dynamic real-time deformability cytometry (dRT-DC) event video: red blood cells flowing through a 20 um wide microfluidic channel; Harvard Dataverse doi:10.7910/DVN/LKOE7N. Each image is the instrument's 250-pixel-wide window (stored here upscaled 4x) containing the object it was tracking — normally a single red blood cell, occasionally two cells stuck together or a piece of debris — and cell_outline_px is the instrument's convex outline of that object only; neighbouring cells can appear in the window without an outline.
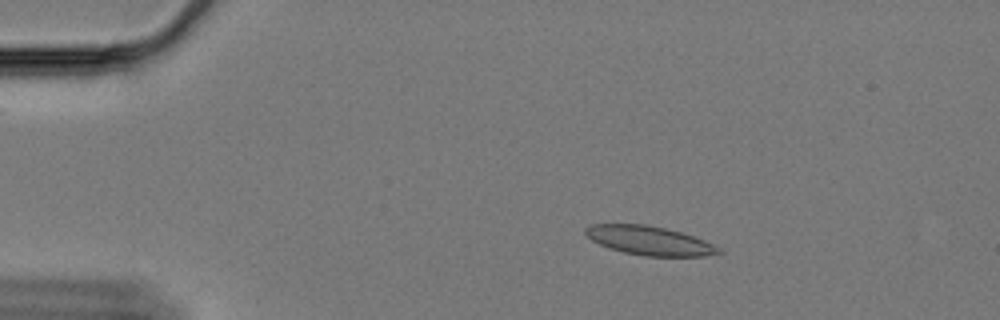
{"species": "Egyptian fruit bat (a non-hibernating species)", "species_latin": "Rousettus aegyptiacus", "temperature_condition": "cold", "stored_images_in_passage": 60, "camera_frame_rate_fps": 3000, "um_per_image_px": 0.085, "animal": {"sex": "female"}, "frame": {"image": 1, "passage_image": 11, "time_ms": 3.333, "image_size_px": [1000, 320], "cell_outline_px": [[724, 252], [704, 256], [644, 256], [624, 252], [608, 248], [592, 240], [584, 232], [584, 228], [592, 224], [644, 224], [664, 228], [680, 232], [704, 240], [720, 248]], "centroid_in_image_um": [55.18, 20.45], "position_along_channel_um": 29.8, "area_um2": 22.31}}
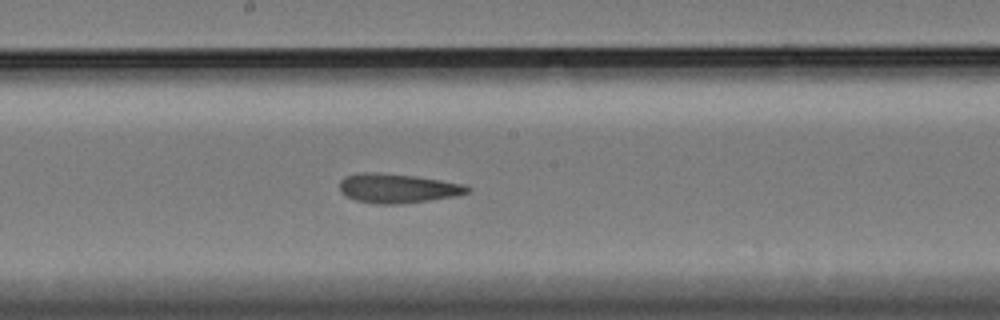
{"frame": {"image": 2, "passage_image": 33, "time_ms": 10.667, "image_size_px": [1000, 320], "cell_outline_px": [[472, 192], [456, 196], [400, 204], [372, 204], [356, 200], [340, 192], [340, 180], [344, 176], [360, 172], [376, 172], [412, 176], [440, 180], [464, 184], [472, 188]], "centroid_in_image_um": [33.8, 16.01], "position_along_channel_um": 214.4, "area_um2": 21.91}}
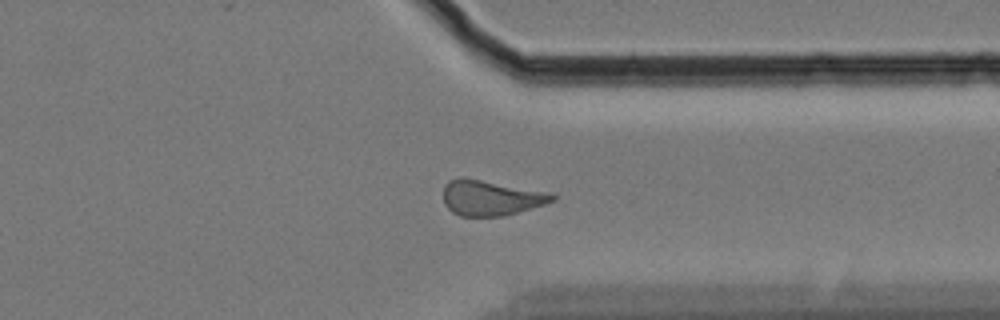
{"frame": {"image": 3, "passage_image": 47, "time_ms": 15.333, "image_size_px": [1000, 320], "cell_outline_px": [[556, 200], [544, 204], [516, 212], [500, 216], [460, 216], [452, 212], [444, 204], [444, 184], [448, 180], [460, 176], [552, 192], [556, 196]], "centroid_in_image_um": [41.71, 16.79], "position_along_channel_um": 369.7, "area_um2": 22.54}, "authors_computed_cell_mechanics": {"area_um2": 22.1374, "velocity_mm_per_s": 3.3312, "shape_relaxation_time_tau1_ms": null, "shape_relaxation_time_tau2_ms": 3.7422, "deformation_change_tau1": null, "deformation_change_tau2": 0.1271}}